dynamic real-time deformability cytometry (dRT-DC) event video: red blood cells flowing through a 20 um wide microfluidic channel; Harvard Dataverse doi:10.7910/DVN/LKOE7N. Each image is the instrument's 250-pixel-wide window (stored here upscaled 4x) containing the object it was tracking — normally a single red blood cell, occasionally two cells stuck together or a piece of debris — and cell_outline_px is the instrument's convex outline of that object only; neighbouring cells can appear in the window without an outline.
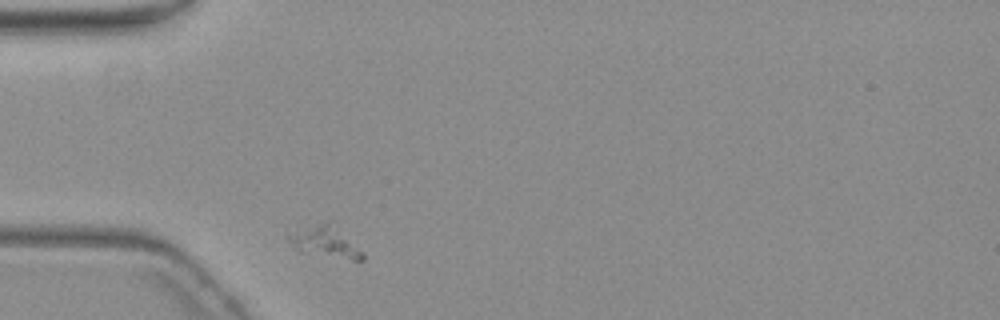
{"species": "common noctule bat (a hibernating species)", "species_latin": "Nyctalus noctula", "temperature_condition": "warm", "stored_images_in_passage": 7, "camera_frame_rate_fps": 3000, "um_per_image_px": 0.085, "animal": {"sex": "female", "body_mass_g": 19.3, "forearm_length_mm": 54.1}, "frame": {"image": 1, "passage_image": 1, "time_ms": 0.0, "image_size_px": [1000, 320], "cell_outline_px": [[364, 260], [352, 260], [300, 252], [288, 240], [288, 236], [296, 232], [328, 220], [364, 252]], "centroid_in_image_um": [27.7, 20.6], "position_along_channel_um": 57.3, "area_um2": 12.89}}
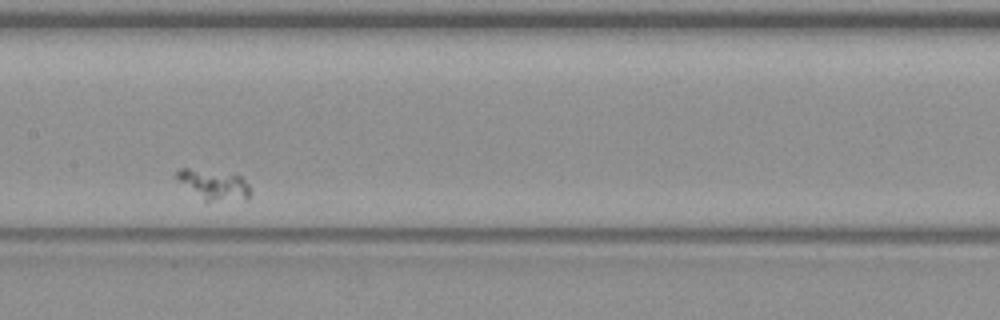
{"frame": {"image": 2, "passage_image": 5, "time_ms": 4.667, "image_size_px": [1000, 320], "cell_outline_px": [[252, 196], [248, 200], [204, 200], [176, 180], [176, 172], [180, 168], [188, 168], [240, 176], [252, 188]], "centroid_in_image_um": [18.22, 15.72], "position_along_channel_um": 189.2, "area_um2": 12.72}}
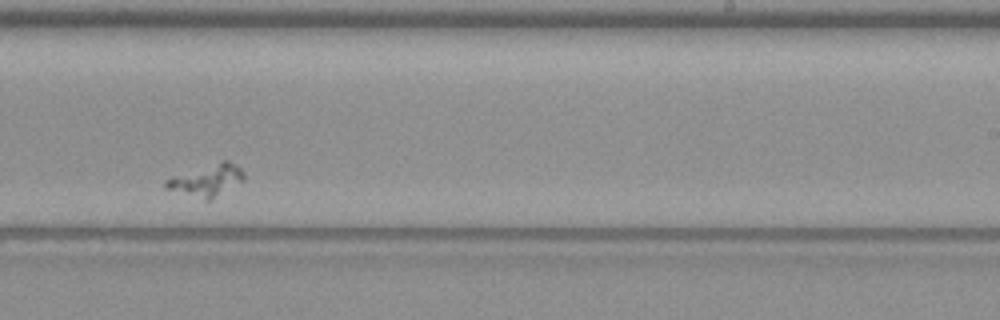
{"frame": {"image": 3, "passage_image": 7, "time_ms": 7.333, "image_size_px": [1000, 320], "cell_outline_px": [[244, 180], [212, 200], [204, 200], [164, 188], [164, 180], [172, 176], [220, 160], [228, 160], [236, 164], [244, 172]], "centroid_in_image_um": [17.57, 15.32], "position_along_channel_um": 271.4, "area_um2": 14.68}}